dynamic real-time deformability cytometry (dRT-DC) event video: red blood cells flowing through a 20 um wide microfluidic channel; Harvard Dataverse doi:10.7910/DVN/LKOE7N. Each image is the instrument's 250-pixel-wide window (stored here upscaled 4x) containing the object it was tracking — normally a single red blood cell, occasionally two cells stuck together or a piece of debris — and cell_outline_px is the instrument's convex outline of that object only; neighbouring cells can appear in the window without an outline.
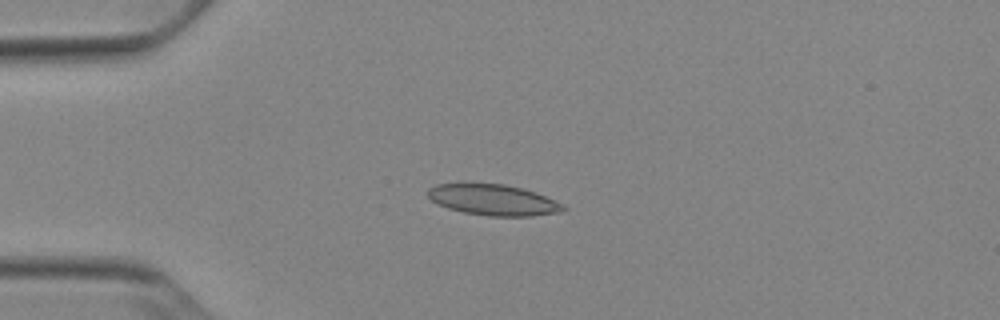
{"species": "Egyptian fruit bat (a non-hibernating species)", "species_latin": "Rousettus aegyptiacus", "temperature_condition": "cold", "stored_images_in_passage": 52, "camera_frame_rate_fps": 3000, "um_per_image_px": 0.085, "animal": {"sex": "female"}, "frame": {"image": 1, "passage_image": 13, "time_ms": 4.0, "image_size_px": [1000, 320], "cell_outline_px": [[568, 208], [560, 212], [532, 216], [488, 216], [464, 212], [448, 208], [436, 204], [428, 196], [428, 188], [436, 184], [460, 180], [464, 180], [504, 184], [524, 188], [536, 192], [564, 204]], "centroid_in_image_um": [41.87, 16.94], "position_along_channel_um": 43.1, "area_um2": 25.43}}
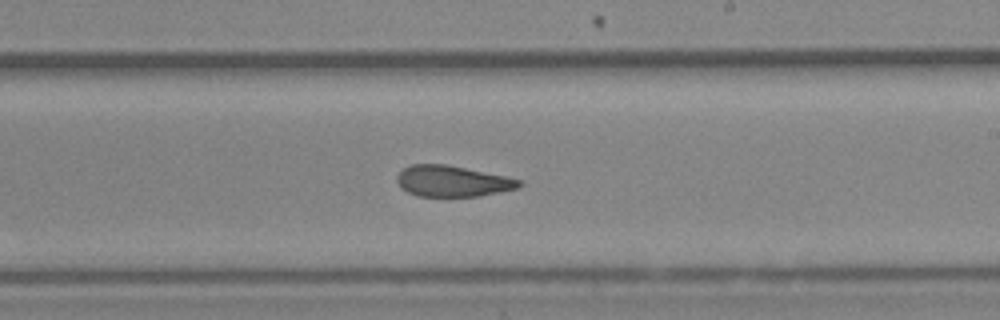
{"frame": {"image": 2, "passage_image": 31, "time_ms": 10.0, "image_size_px": [1000, 320], "cell_outline_px": [[524, 184], [520, 188], [480, 196], [416, 196], [400, 188], [396, 180], [396, 176], [404, 168], [412, 164], [444, 164], [504, 176], [520, 180]], "centroid_in_image_um": [38.44, 15.41], "position_along_channel_um": 250.6, "area_um2": 22.02}}
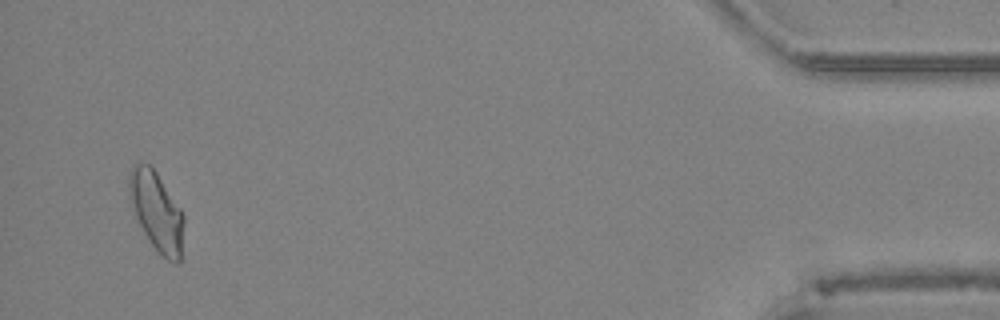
{"frame": {"image": 3, "passage_image": 50, "time_ms": 16.333, "image_size_px": [1000, 320], "cell_outline_px": [[184, 220], [180, 260], [176, 264], [168, 260], [152, 244], [144, 232], [132, 208], [128, 192], [128, 176], [132, 164], [148, 164], [156, 172], [180, 208], [184, 216]], "centroid_in_image_um": [13.29, 17.94], "position_along_channel_um": 421.9, "area_um2": 24.74}, "authors_computed_cell_mechanics": {"area_um2": 23.5246, "velocity_mm_per_s": 3.8868, "shape_relaxation_time_tau1_ms": 7.9152, "shape_relaxation_time_tau2_ms": 1.8274, "deformation_change_tau1": 0.1632, "deformation_change_tau2": 0.0728}}